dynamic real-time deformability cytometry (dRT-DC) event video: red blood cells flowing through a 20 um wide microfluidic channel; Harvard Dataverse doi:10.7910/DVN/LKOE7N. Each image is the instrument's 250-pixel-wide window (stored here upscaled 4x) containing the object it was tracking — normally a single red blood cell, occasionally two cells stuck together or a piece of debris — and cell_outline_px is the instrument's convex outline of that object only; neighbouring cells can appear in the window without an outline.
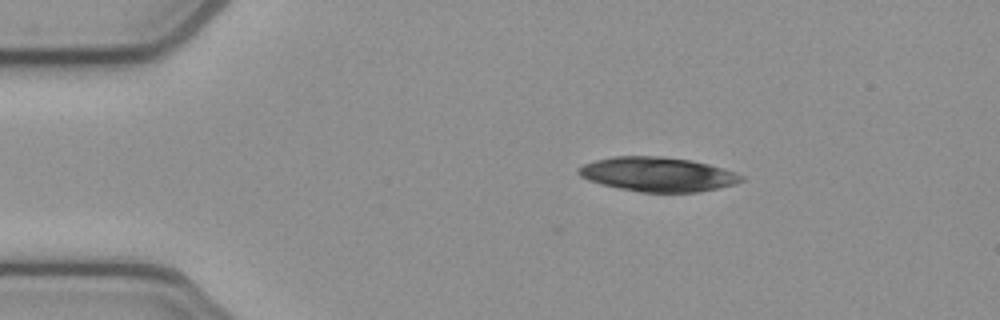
{"species": "common noctule bat (a hibernating species)", "species_latin": "Nyctalus noctula", "temperature_condition": "cold", "stored_images_in_passage": 31, "segment_of_instrument_passage": [1, 2], "camera_frame_rate_fps": 3000, "um_per_image_px": 0.085, "animal": {"sex": "female", "body_mass_g": 21.9}, "frame": {"image": 1, "passage_image": 1, "time_ms": 0.0, "image_size_px": [1000, 320], "cell_outline_px": [[744, 180], [736, 184], [696, 192], [640, 192], [600, 184], [588, 180], [580, 176], [576, 172], [576, 168], [584, 164], [596, 160], [612, 156], [660, 156], [692, 160], [708, 164], [736, 172], [744, 176]], "centroid_in_image_um": [55.89, 14.81], "position_along_channel_um": 29.1, "area_um2": 32.66}}